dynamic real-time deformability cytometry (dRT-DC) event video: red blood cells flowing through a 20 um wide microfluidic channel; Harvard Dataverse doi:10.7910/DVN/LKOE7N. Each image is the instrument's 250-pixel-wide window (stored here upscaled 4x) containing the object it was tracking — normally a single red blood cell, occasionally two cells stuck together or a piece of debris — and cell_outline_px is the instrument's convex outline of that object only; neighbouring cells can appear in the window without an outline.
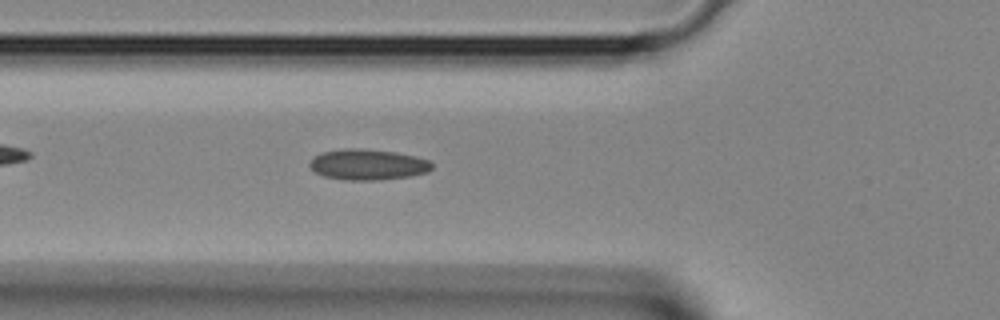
{"species": "Egyptian fruit bat (a non-hibernating species)", "species_latin": "Rousettus aegyptiacus", "temperature_condition": "room temperature", "stored_images_in_passage": 29, "camera_frame_rate_fps": 3000, "um_per_image_px": 0.085, "animal": {"sex": "female"}, "frame": {"image": 1, "passage_image": 9, "time_ms": 2.667, "image_size_px": [1000, 320], "cell_outline_px": [[432, 168], [428, 172], [412, 176], [376, 180], [348, 180], [324, 176], [316, 172], [308, 164], [316, 156], [324, 152], [348, 148], [360, 148], [396, 152], [416, 156], [428, 160], [432, 164]], "centroid_in_image_um": [31.31, 13.99], "position_along_channel_um": 94.5, "area_um2": 21.73}}
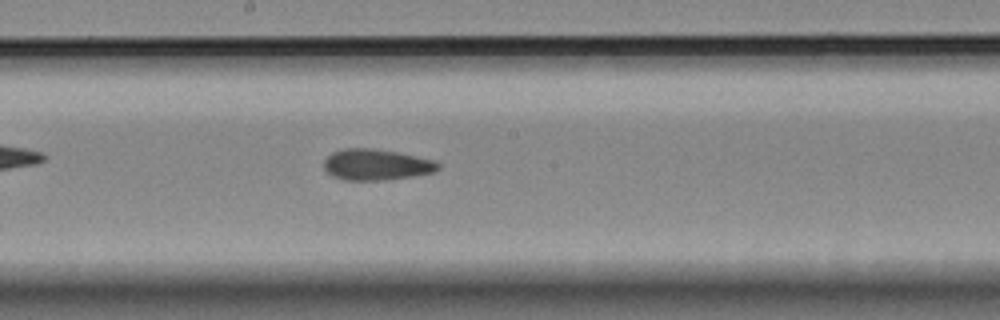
{"frame": {"image": 2, "passage_image": 16, "time_ms": 5.0, "image_size_px": [1000, 320], "cell_outline_px": [[440, 168], [432, 172], [412, 176], [388, 180], [344, 180], [332, 176], [324, 168], [324, 160], [332, 152], [344, 148], [372, 148], [396, 152], [436, 160], [440, 164]], "centroid_in_image_um": [31.98, 13.99], "position_along_channel_um": 216.2, "area_um2": 20.69}}
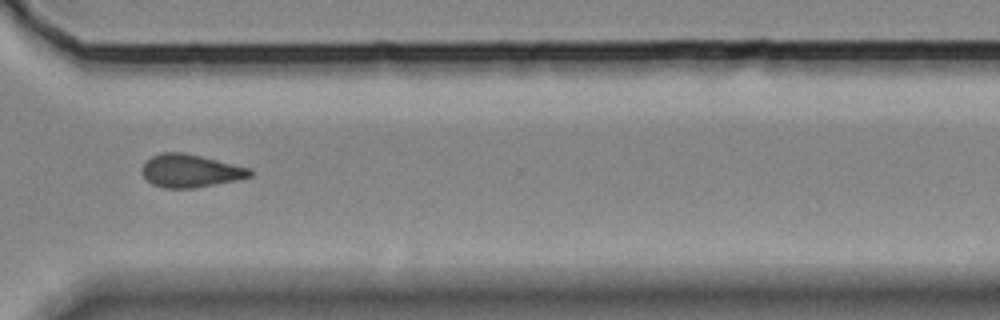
{"frame": {"image": 3, "passage_image": 24, "time_ms": 7.667, "image_size_px": [1000, 320], "cell_outline_px": [[252, 176], [236, 180], [192, 188], [164, 188], [152, 184], [140, 172], [144, 164], [152, 156], [164, 152], [184, 152], [248, 168], [252, 172]], "centroid_in_image_um": [16.14, 14.52], "position_along_channel_um": 354.5, "area_um2": 20.35}}